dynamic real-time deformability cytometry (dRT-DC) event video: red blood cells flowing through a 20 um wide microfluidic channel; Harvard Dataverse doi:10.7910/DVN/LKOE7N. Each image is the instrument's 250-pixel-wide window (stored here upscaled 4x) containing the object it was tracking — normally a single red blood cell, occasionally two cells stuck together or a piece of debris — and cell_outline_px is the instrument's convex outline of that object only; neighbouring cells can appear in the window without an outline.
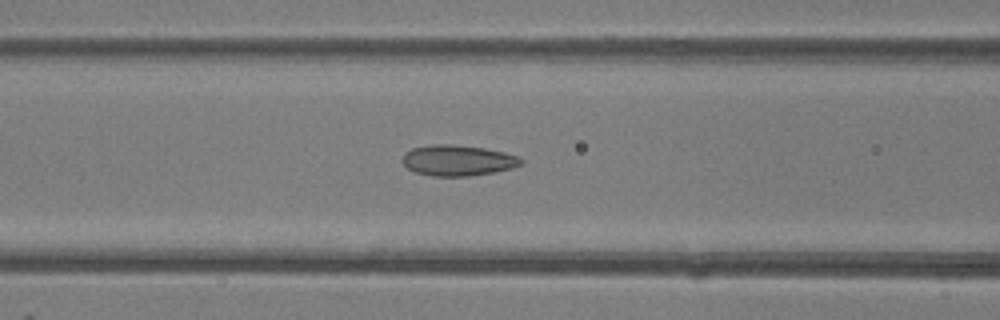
{"species": "common noctule bat (a hibernating species)", "species_latin": "Nyctalus noctula", "temperature_condition": "room temperature", "stored_images_in_passage": 49, "camera_frame_rate_fps": 3000, "um_per_image_px": 0.085, "animal": {"sex": "female"}, "frame": {"image": 1, "passage_image": 20, "time_ms": 6.333, "image_size_px": [1000, 320], "cell_outline_px": [[524, 164], [512, 168], [496, 172], [468, 176], [432, 176], [416, 172], [408, 168], [400, 160], [404, 152], [412, 148], [432, 144], [452, 144], [484, 148], [504, 152], [520, 156], [524, 160]], "centroid_in_image_um": [38.93, 13.63], "position_along_channel_um": 127.7, "area_um2": 21.56}}
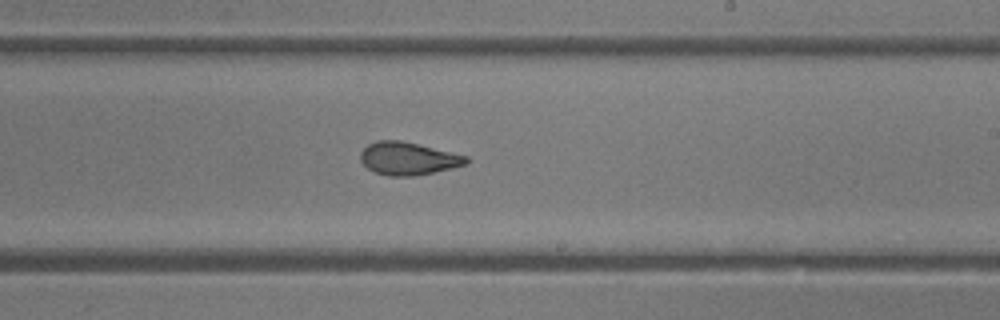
{"frame": {"image": 2, "passage_image": 29, "time_ms": 9.333, "image_size_px": [1000, 320], "cell_outline_px": [[468, 160], [464, 164], [452, 168], [412, 176], [388, 176], [376, 172], [368, 168], [360, 160], [360, 152], [368, 144], [376, 140], [400, 140], [468, 156]], "centroid_in_image_um": [34.65, 13.47], "position_along_channel_um": 254.4, "area_um2": 19.94}}
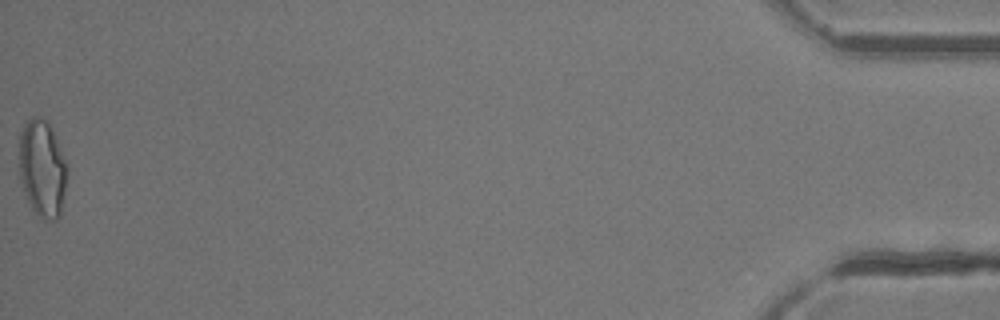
{"frame": {"image": 3, "passage_image": 49, "time_ms": 16.0, "image_size_px": [1000, 320], "cell_outline_px": [[68, 172], [60, 216], [56, 220], [44, 220], [32, 208], [24, 192], [20, 180], [20, 132], [24, 124], [32, 116], [40, 116], [48, 120], [56, 136], [68, 168]], "centroid_in_image_um": [3.61, 14.29], "position_along_channel_um": 431.6, "area_um2": 27.34}, "authors_computed_cell_mechanics": {"area_um2": 21.5594, "velocity_mm_per_s": 4.2227, "shape_relaxation_time_tau1_ms": 4.6017, "shape_relaxation_time_tau2_ms": 1.3429, "deformation_change_tau1": 0.1396, "deformation_change_tau2": 0.0761}}